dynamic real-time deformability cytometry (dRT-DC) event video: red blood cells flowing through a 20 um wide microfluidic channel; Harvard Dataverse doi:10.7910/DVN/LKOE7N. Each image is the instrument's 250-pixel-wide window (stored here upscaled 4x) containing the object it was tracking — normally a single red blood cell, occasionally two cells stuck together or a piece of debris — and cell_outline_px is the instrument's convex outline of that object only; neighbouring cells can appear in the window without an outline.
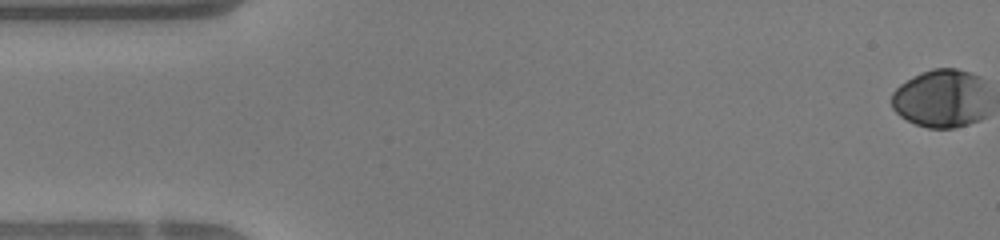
{"species": "human", "species_latin": "Homo sapiens", "temperature_condition": "warm", "stored_images_in_passage": 48, "camera_frame_rate_fps": 3000, "um_per_image_px": 0.085, "donor": {"sex": "female"}, "frame": {"image": 1, "passage_image": 1, "time_ms": 0.0, "image_size_px": [1000, 240], "cell_outline_px": [[964, 124], [948, 128], [936, 128], [920, 124], [904, 116], [892, 104], [892, 96], [904, 84], [916, 76], [940, 68], [948, 68], [960, 72], [964, 120]], "centroid_in_image_um": [79.26, 8.42], "position_along_channel_um": 5.7, "area_um2": 23.64}}
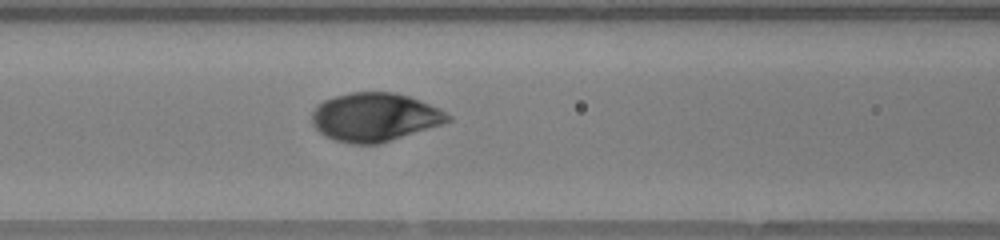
{"frame": {"image": 2, "passage_image": 20, "time_ms": 6.333, "image_size_px": [1000, 240], "cell_outline_px": [[440, 120], [380, 140], [348, 140], [336, 136], [328, 132], [320, 124], [320, 112], [332, 100], [348, 96], [400, 96], [412, 100], [428, 108]], "centroid_in_image_um": [31.77, 9.94], "position_along_channel_um": 134.8, "area_um2": 28.84}}
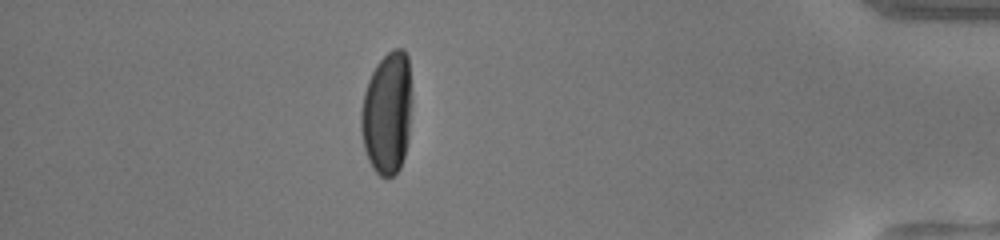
{"frame": {"image": 3, "passage_image": 42, "time_ms": 13.667, "image_size_px": [1000, 240], "cell_outline_px": [[408, 100], [404, 152], [400, 164], [388, 176], [384, 176], [372, 164], [364, 140], [364, 100], [372, 76], [376, 68], [392, 52], [404, 52], [408, 64]], "centroid_in_image_um": [32.9, 9.63], "position_along_channel_um": 402.3, "area_um2": 31.27}}